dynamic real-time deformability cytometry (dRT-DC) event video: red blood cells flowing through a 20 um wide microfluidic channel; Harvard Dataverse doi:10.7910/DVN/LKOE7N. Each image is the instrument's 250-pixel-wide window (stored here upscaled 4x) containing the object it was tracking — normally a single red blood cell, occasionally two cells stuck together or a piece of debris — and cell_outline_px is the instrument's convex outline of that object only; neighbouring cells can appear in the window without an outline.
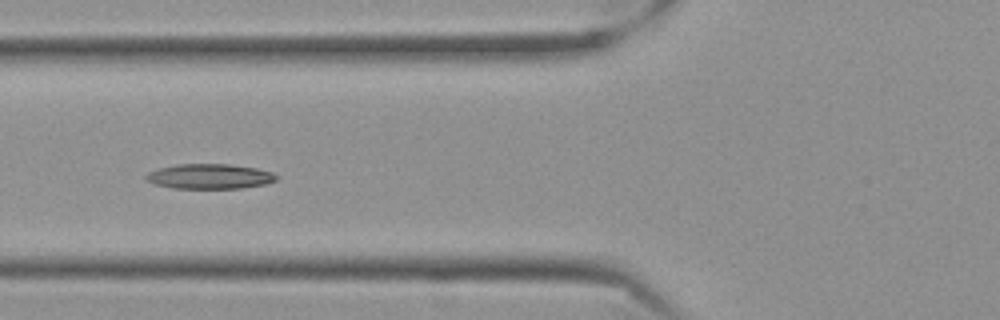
{"species": "Egyptian fruit bat (a non-hibernating species)", "species_latin": "Rousettus aegyptiacus", "temperature_condition": "cold", "stored_images_in_passage": 22, "camera_frame_rate_fps": 3000, "um_per_image_px": 0.085, "frame": {"image": 1, "passage_image": 7, "time_ms": 2.0, "image_size_px": [1000, 320], "cell_outline_px": [[276, 180], [264, 184], [240, 188], [172, 188], [156, 184], [148, 180], [144, 176], [148, 172], [160, 168], [176, 164], [228, 164], [256, 168], [272, 172], [276, 176]], "centroid_in_image_um": [17.8, 14.99], "position_along_channel_um": 108.0, "area_um2": 18.73}}
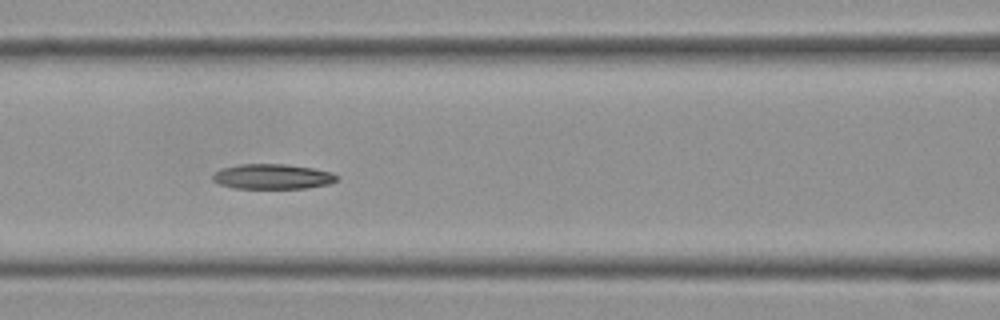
{"frame": {"image": 2, "passage_image": 10, "time_ms": 3.0, "image_size_px": [1000, 320], "cell_outline_px": [[340, 176], [336, 180], [328, 184], [308, 188], [236, 188], [220, 184], [212, 180], [212, 176], [216, 172], [224, 168], [240, 164], [284, 164], [312, 168], [332, 172]], "centroid_in_image_um": [23.19, 15.01], "position_along_channel_um": 143.4, "area_um2": 17.98}}
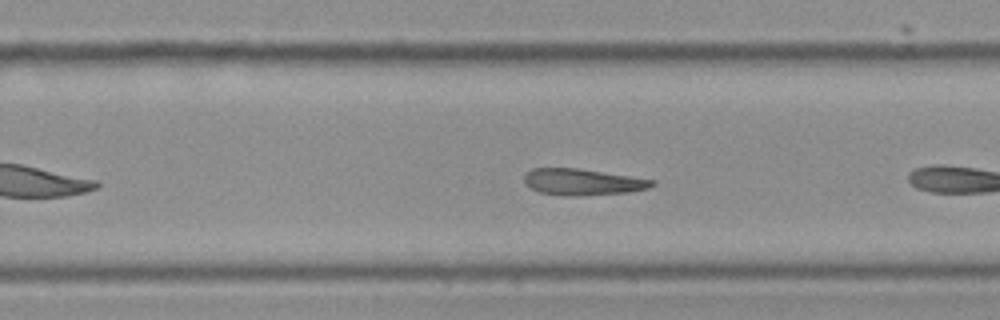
{"frame": {"image": 3, "passage_image": 19, "time_ms": 6.0, "image_size_px": [1000, 320], "cell_outline_px": [[656, 184], [648, 188], [628, 192], [580, 196], [564, 196], [540, 192], [532, 188], [524, 180], [524, 176], [532, 168], [576, 168], [656, 180]], "centroid_in_image_um": [49.54, 15.47], "position_along_channel_um": 280.3, "area_um2": 19.48}}